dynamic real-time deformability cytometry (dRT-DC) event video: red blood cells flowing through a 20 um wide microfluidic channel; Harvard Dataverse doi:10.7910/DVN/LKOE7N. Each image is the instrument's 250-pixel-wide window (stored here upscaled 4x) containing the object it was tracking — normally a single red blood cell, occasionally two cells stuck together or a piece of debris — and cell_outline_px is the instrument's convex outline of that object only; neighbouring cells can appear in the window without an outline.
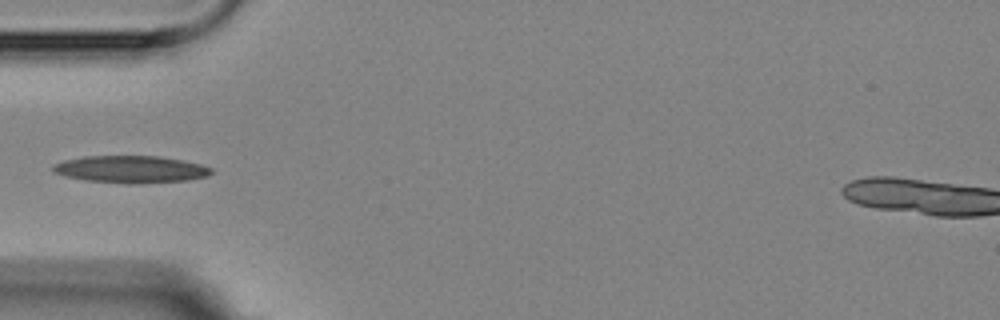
{"species": "Egyptian fruit bat (a non-hibernating species)", "species_latin": "Rousettus aegyptiacus", "temperature_condition": "room temperature", "stored_images_in_passage": 3, "camera_frame_rate_fps": 3000, "um_per_image_px": 0.085, "animal": {"sex": "female"}, "frame": {"image": 1, "passage_image": 3, "time_ms": 2.667, "image_size_px": [1000, 320], "cell_outline_px": [[212, 172], [208, 176], [188, 180], [140, 184], [128, 184], [84, 180], [64, 176], [52, 172], [52, 164], [64, 160], [84, 156], [156, 156], [184, 160], [200, 164], [212, 168]], "centroid_in_image_um": [11.09, 14.4], "position_along_channel_um": 73.9, "area_um2": 25.37}}